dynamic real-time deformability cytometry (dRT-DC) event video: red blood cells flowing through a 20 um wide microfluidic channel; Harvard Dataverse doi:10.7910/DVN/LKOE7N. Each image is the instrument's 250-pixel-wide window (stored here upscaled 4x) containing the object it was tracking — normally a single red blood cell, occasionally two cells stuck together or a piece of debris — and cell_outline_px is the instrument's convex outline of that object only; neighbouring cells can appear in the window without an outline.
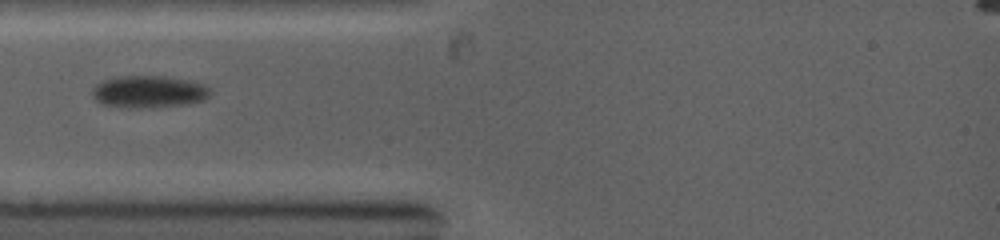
{"species": "common noctule bat (a hibernating species)", "species_latin": "Nyctalus noctula", "temperature_condition": "warm", "stored_images_in_passage": 4, "camera_frame_rate_fps": 5000, "um_per_image_px": 0.085, "animal": {"sex": "female", "body_mass_g": 19.0, "forearm_length_mm": 53.3}, "frame": {"image": 1, "passage_image": 1, "time_ms": 0.0, "image_size_px": [1000, 240], "cell_outline_px": [[212, 92], [204, 100], [188, 104], [152, 108], [136, 108], [100, 104], [92, 96], [92, 88], [96, 84], [104, 80], [116, 76], [164, 76], [188, 80], [204, 84]], "centroid_in_image_um": [12.64, 7.8], "position_along_channel_um": 72.4, "area_um2": 22.31}}
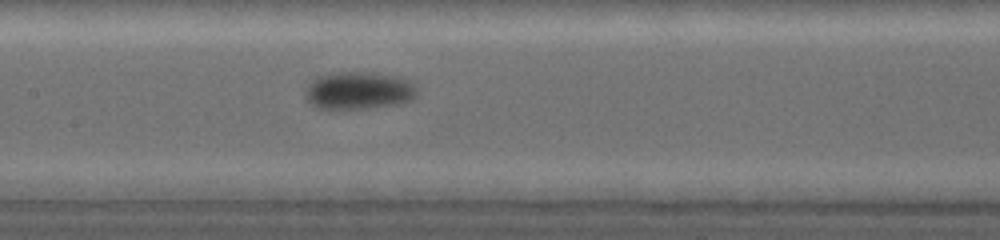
{"frame": {"image": 2, "passage_image": 4, "time_ms": 2.4, "image_size_px": [1000, 240], "cell_outline_px": [[416, 96], [412, 100], [400, 104], [368, 108], [316, 108], [304, 96], [308, 84], [312, 80], [320, 76], [332, 72], [368, 72], [396, 76], [412, 84], [416, 88]], "centroid_in_image_um": [30.47, 7.7], "position_along_channel_um": 176.9, "area_um2": 24.28}}